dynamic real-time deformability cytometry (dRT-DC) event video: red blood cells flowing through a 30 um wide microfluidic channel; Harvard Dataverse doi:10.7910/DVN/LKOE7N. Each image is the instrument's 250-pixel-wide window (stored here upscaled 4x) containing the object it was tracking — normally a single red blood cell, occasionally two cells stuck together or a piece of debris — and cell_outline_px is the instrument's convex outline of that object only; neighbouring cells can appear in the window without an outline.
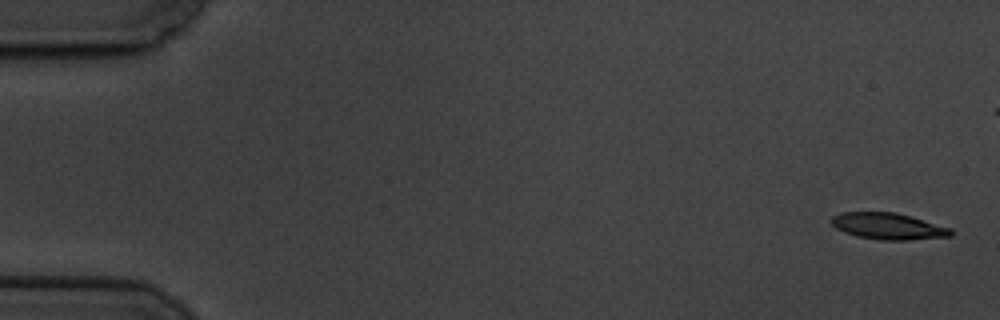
{"species": "common noctule bat (a hibernating species)", "species_latin": "Nyctalus noctula", "temperature_condition": "cold", "stored_images_in_passage": 6, "camera_frame_rate_fps": 3000, "um_per_image_px": 0.085, "animal": {"sex": "male", "body_mass_g": 19.5, "forearm_length_mm": 54.6}, "frame": {"image": 1, "passage_image": 1, "time_ms": 0.0, "image_size_px": [1000, 320], "cell_outline_px": [[952, 236], [908, 240], [880, 240], [856, 236], [844, 232], [836, 228], [832, 224], [832, 216], [844, 212], [896, 212], [912, 216], [952, 228]], "centroid_in_image_um": [75.53, 19.23], "position_along_channel_um": 9.5, "area_um2": 18.5}}